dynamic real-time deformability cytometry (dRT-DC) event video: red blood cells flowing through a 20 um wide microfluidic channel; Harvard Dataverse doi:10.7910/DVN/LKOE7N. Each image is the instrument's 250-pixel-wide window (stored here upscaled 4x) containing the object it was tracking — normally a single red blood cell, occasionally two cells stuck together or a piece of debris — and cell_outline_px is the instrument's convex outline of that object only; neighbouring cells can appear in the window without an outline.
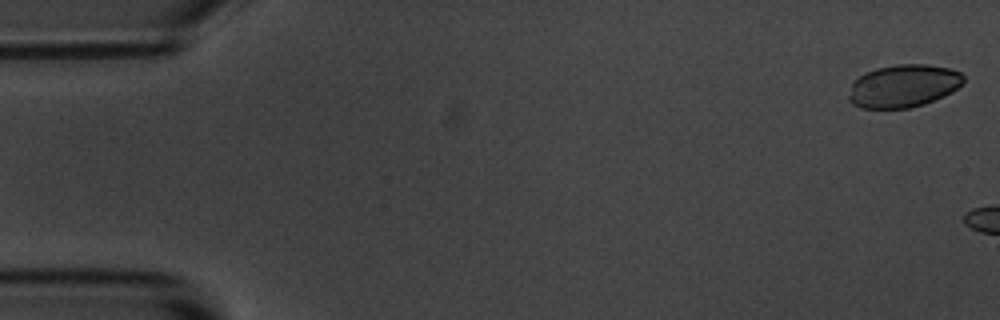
{"species": "common noctule bat (a hibernating species)", "species_latin": "Nyctalus noctula", "temperature_condition": "room temperature", "stored_images_in_passage": 6, "camera_frame_rate_fps": 3000, "um_per_image_px": 0.085, "animal": {"sex": "male", "body_mass_g": 20.1, "forearm_length_mm": 53.5}, "frame": {"image": 1, "passage_image": 1, "time_ms": 0.0, "image_size_px": [1000, 320], "cell_outline_px": [[964, 80], [952, 92], [944, 96], [924, 104], [908, 108], [860, 108], [852, 104], [848, 100], [848, 96], [852, 84], [864, 72], [876, 68], [896, 64], [928, 64], [948, 68], [960, 72], [964, 76]], "centroid_in_image_um": [76.77, 7.3], "position_along_channel_um": 8.2, "area_um2": 28.61}}